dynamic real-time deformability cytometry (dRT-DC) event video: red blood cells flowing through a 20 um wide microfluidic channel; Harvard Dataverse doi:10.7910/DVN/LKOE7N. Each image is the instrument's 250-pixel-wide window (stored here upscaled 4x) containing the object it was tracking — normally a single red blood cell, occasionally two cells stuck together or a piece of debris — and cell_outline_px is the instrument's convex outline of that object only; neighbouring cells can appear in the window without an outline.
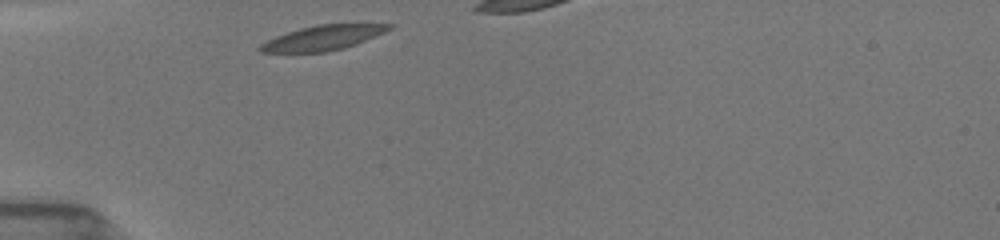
{"species": "common noctule bat (a hibernating species)", "species_latin": "Nyctalus noctula", "temperature_condition": "room temperature", "stored_images_in_passage": 17, "camera_frame_rate_fps": 3000, "um_per_image_px": 0.085, "animal": {"sex": "female", "body_mass_g": 19.5, "forearm_length_mm": 54.1}, "frame": {"image": 1, "passage_image": 1, "time_ms": 0.0, "image_size_px": [1000, 240], "cell_outline_px": [[396, 24], [392, 28], [384, 32], [356, 44], [344, 48], [328, 52], [260, 52], [256, 48], [260, 44], [276, 36], [300, 28], [316, 24]], "centroid_in_image_um": [27.43, 3.21], "position_along_channel_um": 57.6, "area_um2": 18.55}}
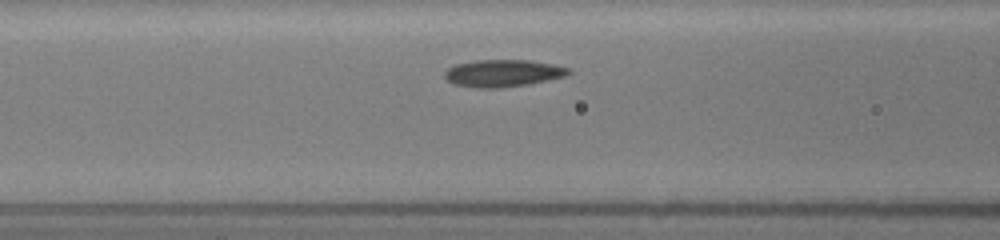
{"frame": {"image": 2, "passage_image": 12, "time_ms": 2.0, "image_size_px": [1000, 240], "cell_outline_px": [[572, 72], [568, 76], [528, 84], [500, 88], [480, 88], [452, 84], [444, 76], [444, 72], [448, 68], [456, 64], [476, 60], [528, 60], [552, 64], [568, 68]], "centroid_in_image_um": [42.75, 6.22], "position_along_channel_um": 123.8, "area_um2": 19.65}}